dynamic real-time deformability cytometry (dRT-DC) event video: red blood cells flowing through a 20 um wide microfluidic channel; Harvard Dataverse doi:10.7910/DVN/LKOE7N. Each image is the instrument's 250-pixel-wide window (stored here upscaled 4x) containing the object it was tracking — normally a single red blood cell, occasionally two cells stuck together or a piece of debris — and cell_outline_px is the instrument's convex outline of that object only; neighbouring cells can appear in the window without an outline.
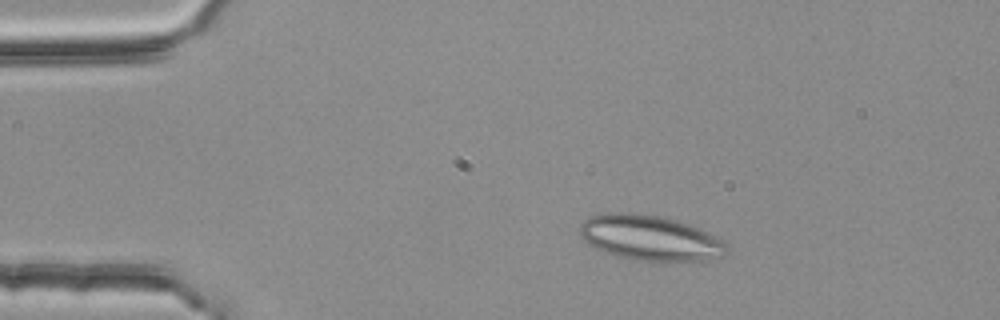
{"species": "common noctule bat (a hibernating species)", "species_latin": "Nyctalus noctula", "temperature_condition": "room temperature", "stored_images_in_passage": 42, "camera_frame_rate_fps": 3000, "um_per_image_px": 0.085, "animal": {"sex": "female", "body_mass_g": 25.1}, "frame": {"image": 1, "passage_image": 1, "time_ms": 0.0, "image_size_px": [1000, 320], "cell_outline_px": [[728, 248], [724, 256], [704, 260], [680, 264], [664, 264], [636, 260], [620, 256], [596, 248], [588, 244], [580, 236], [580, 224], [584, 220], [592, 216], [604, 212], [620, 212], [656, 216], [672, 220], [708, 232], [724, 240]], "centroid_in_image_um": [55.29, 20.28], "position_along_channel_um": 29.7, "area_um2": 39.07}}
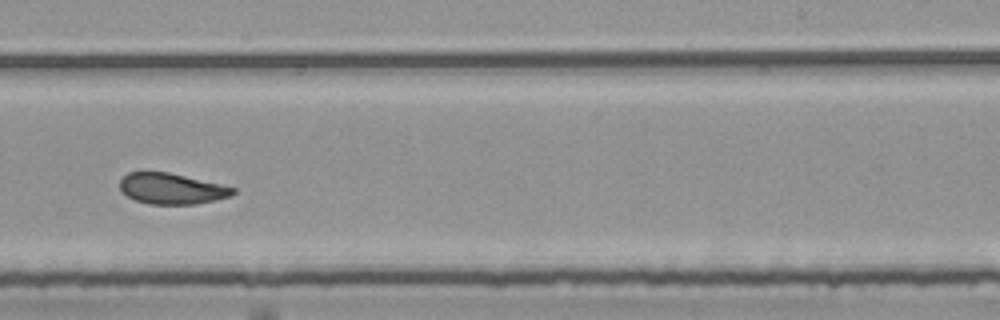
{"frame": {"image": 2, "passage_image": 25, "time_ms": 8.0, "image_size_px": [1000, 320], "cell_outline_px": [[236, 192], [232, 196], [196, 204], [148, 204], [136, 200], [128, 196], [120, 188], [120, 180], [128, 172], [144, 168], [168, 172], [236, 188]], "centroid_in_image_um": [14.54, 16.0], "position_along_channel_um": 274.5, "area_um2": 20.69}}
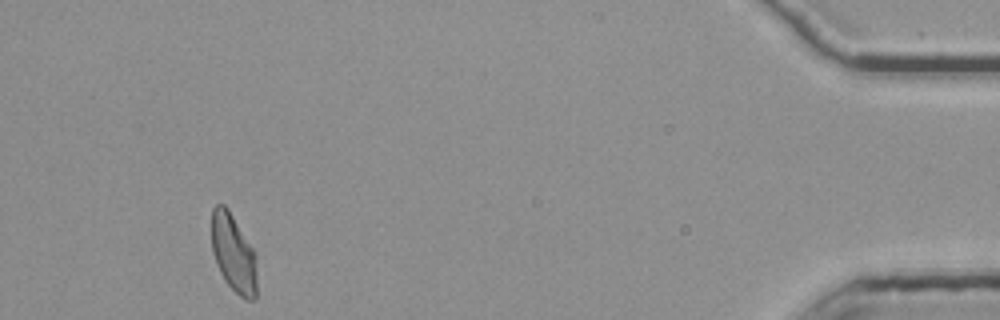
{"frame": {"image": 3, "passage_image": 42, "time_ms": 13.667, "image_size_px": [1000, 320], "cell_outline_px": [[256, 296], [252, 300], [244, 300], [224, 280], [216, 264], [212, 252], [212, 208], [216, 204], [224, 204], [228, 208], [252, 248], [256, 256]], "centroid_in_image_um": [19.83, 21.53], "position_along_channel_um": 415.4, "area_um2": 20.52}, "authors_computed_cell_mechanics": {"area_um2": 21.3282, "velocity_mm_per_s": 3.759, "shape_relaxation_time_tau1_ms": null, "shape_relaxation_time_tau2_ms": 2.4944, "deformation_change_tau1": null, "deformation_change_tau2": 0.0786}}